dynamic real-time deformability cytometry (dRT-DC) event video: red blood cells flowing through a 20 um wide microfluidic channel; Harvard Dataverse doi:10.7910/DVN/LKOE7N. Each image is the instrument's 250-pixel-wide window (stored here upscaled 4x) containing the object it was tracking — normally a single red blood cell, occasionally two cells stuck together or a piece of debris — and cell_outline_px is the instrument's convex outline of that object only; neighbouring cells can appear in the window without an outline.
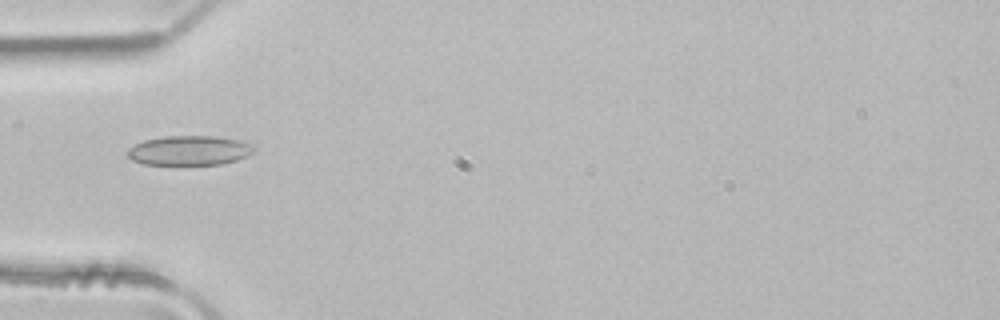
{"species": "common noctule bat (a hibernating species)", "species_latin": "Nyctalus noctula", "temperature_condition": "room temperature", "stored_images_in_passage": 4, "camera_frame_rate_fps": 3000, "um_per_image_px": 0.085, "animal": {"sex": "male", "body_mass_g": 21.5, "forearm_length_mm": 52.0}, "frame": {"image": 1, "passage_image": 4, "time_ms": 1.0, "image_size_px": [1000, 320], "cell_outline_px": [[256, 148], [248, 156], [236, 160], [220, 164], [180, 168], [144, 164], [132, 160], [128, 156], [128, 148], [144, 140], [164, 136], [216, 136], [236, 140], [252, 144]], "centroid_in_image_um": [16.06, 12.84], "position_along_channel_um": 68.9, "area_um2": 22.72}}